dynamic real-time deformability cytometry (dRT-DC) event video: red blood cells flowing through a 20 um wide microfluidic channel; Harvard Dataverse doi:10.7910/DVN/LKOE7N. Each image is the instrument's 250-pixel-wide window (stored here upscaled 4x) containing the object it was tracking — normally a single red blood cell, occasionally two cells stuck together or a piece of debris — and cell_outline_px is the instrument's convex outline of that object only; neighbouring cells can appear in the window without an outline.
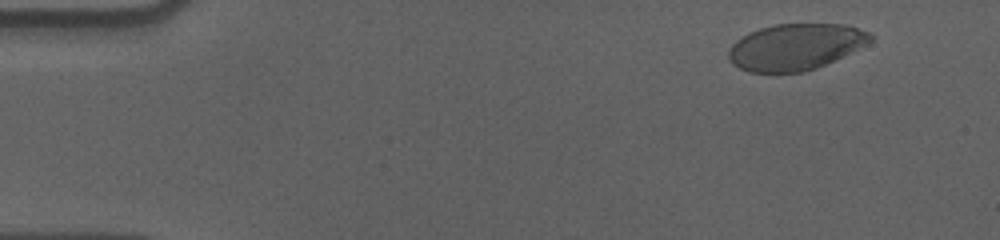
{"species": "human", "species_latin": "Homo sapiens", "temperature_condition": "cold", "stored_images_in_passage": 57, "camera_frame_rate_fps": 3000, "um_per_image_px": 0.085, "donor": {"sex": "male"}, "frame": {"image": 1, "passage_image": 5, "time_ms": 1.333, "image_size_px": [1000, 240], "cell_outline_px": [[876, 36], [872, 40], [816, 68], [804, 72], [748, 72], [732, 64], [728, 60], [728, 52], [732, 44], [736, 40], [748, 32], [760, 28], [776, 24], [844, 24], [868, 32]], "centroid_in_image_um": [67.54, 3.98], "position_along_channel_um": 17.5, "area_um2": 37.86}}
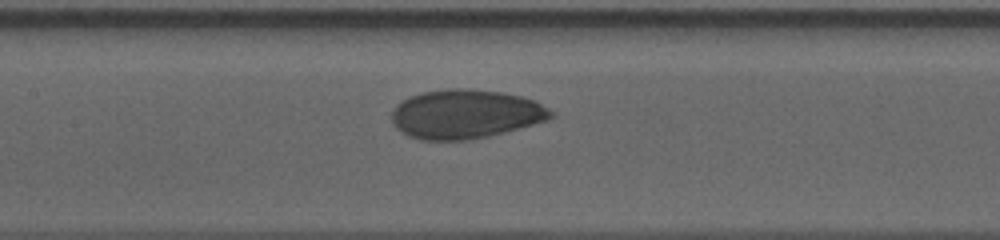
{"frame": {"image": 2, "passage_image": 27, "time_ms": 8.667, "image_size_px": [1000, 240], "cell_outline_px": [[556, 116], [548, 120], [504, 132], [488, 136], [468, 140], [420, 140], [408, 136], [400, 132], [396, 128], [392, 120], [392, 112], [396, 104], [408, 96], [424, 92], [448, 88], [468, 88], [500, 92], [520, 96], [536, 100], [556, 112]], "centroid_in_image_um": [39.58, 9.69], "position_along_channel_um": 167.8, "area_um2": 45.89}}
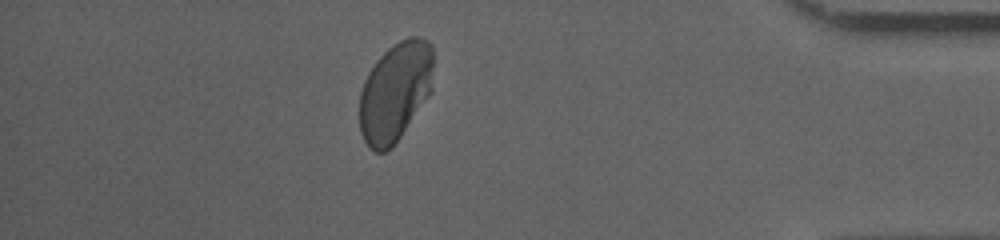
{"frame": {"image": 3, "passage_image": 50, "time_ms": 16.333, "image_size_px": [1000, 240], "cell_outline_px": [[432, 92], [400, 136], [384, 152], [376, 152], [368, 148], [360, 132], [360, 92], [364, 80], [368, 72], [376, 60], [388, 48], [400, 40], [408, 36], [420, 36], [428, 40], [432, 44]], "centroid_in_image_um": [33.59, 7.77], "position_along_channel_um": 401.6, "area_um2": 42.83}, "authors_computed_cell_mechanics": {"area_um2": 43.2922, "velocity_mm_per_s": 3.5588, "shape_relaxation_time_tau1_ms": 5.7857, "shape_relaxation_time_tau2_ms": null, "deformation_change_tau1": 0.1376, "deformation_change_tau2": null}}